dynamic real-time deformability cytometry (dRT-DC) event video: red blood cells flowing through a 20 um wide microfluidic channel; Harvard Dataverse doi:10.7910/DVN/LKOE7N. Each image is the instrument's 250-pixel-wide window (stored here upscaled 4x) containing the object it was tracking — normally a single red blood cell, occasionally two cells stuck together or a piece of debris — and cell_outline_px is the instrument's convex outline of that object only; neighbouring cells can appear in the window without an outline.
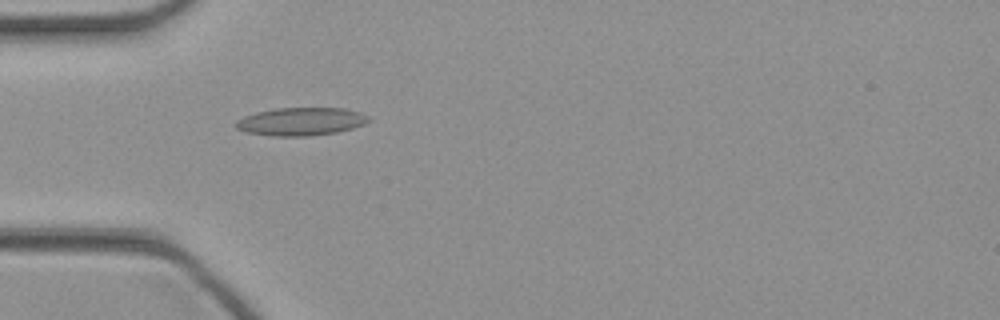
{"species": "common noctule bat (a hibernating species)", "species_latin": "Nyctalus noctula", "temperature_condition": "cold", "stored_images_in_passage": 46, "camera_frame_rate_fps": 3000, "um_per_image_px": 0.085, "animal": {"sex": "female", "body_mass_g": 21.9}, "frame": {"image": 1, "passage_image": 14, "time_ms": 4.333, "image_size_px": [1000, 320], "cell_outline_px": [[372, 120], [364, 124], [352, 128], [336, 132], [308, 136], [272, 136], [244, 132], [236, 128], [232, 124], [236, 120], [244, 116], [256, 112], [276, 108], [344, 108], [360, 112], [368, 116]], "centroid_in_image_um": [25.54, 10.33], "position_along_channel_um": 59.5, "area_um2": 21.85}}
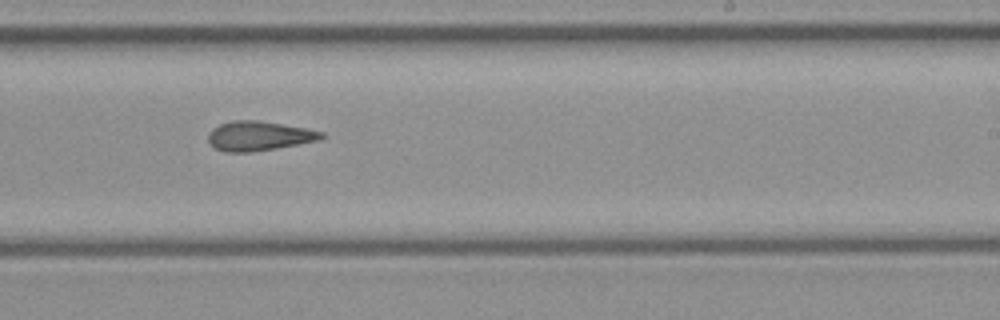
{"frame": {"image": 2, "passage_image": 28, "time_ms": 9.0, "image_size_px": [1000, 320], "cell_outline_px": [[324, 136], [320, 140], [276, 148], [252, 152], [224, 152], [216, 148], [208, 140], [208, 132], [212, 128], [220, 124], [232, 120], [260, 120], [308, 128], [324, 132]], "centroid_in_image_um": [22.02, 11.54], "position_along_channel_um": 267.0, "area_um2": 19.59}}
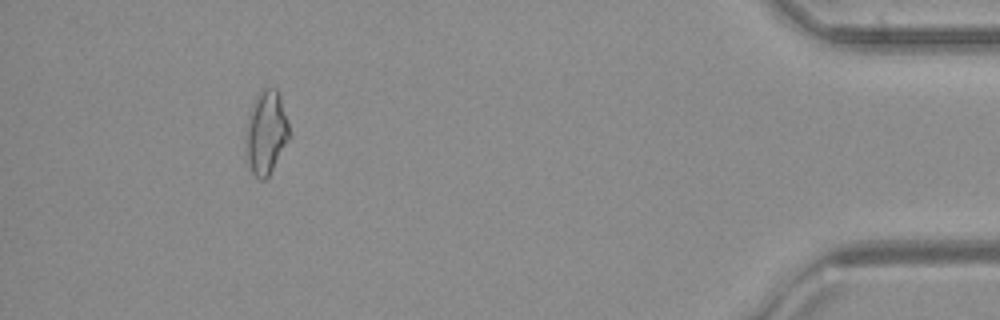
{"frame": {"image": 3, "passage_image": 42, "time_ms": 13.667, "image_size_px": [1000, 320], "cell_outline_px": [[288, 140], [268, 176], [264, 180], [260, 180], [248, 168], [248, 116], [252, 104], [260, 88], [276, 88], [280, 96], [288, 124]], "centroid_in_image_um": [22.63, 11.23], "position_along_channel_um": 412.6, "area_um2": 20.35}}